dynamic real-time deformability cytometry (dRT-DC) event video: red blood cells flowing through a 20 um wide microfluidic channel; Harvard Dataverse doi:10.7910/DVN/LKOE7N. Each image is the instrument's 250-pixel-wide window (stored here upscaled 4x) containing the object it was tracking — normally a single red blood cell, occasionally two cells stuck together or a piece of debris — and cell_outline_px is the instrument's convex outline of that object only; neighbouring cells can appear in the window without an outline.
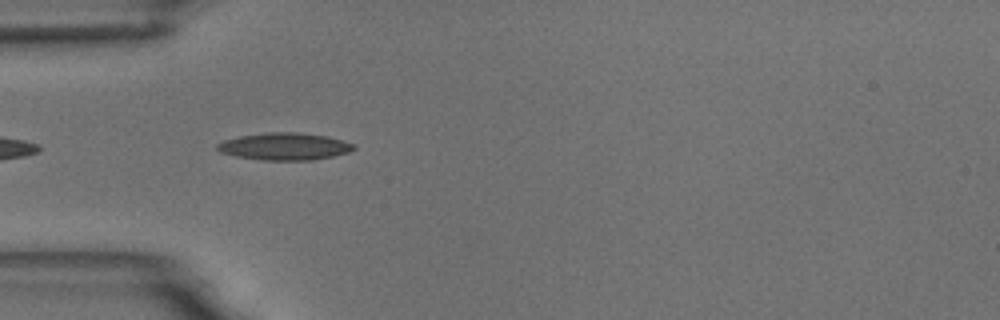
{"species": "common noctule bat (a hibernating species)", "species_latin": "Nyctalus noctula", "temperature_condition": "room temperature", "stored_images_in_passage": 5, "camera_frame_rate_fps": 3000, "um_per_image_px": 0.085, "animal": {"sex": "male", "body_mass_g": 18.8}, "frame": {"image": 1, "passage_image": 3, "time_ms": 0.667, "image_size_px": [1000, 320], "cell_outline_px": [[356, 148], [348, 152], [332, 156], [312, 160], [260, 160], [236, 156], [220, 152], [216, 148], [216, 144], [224, 140], [240, 136], [268, 132], [300, 132], [328, 136], [356, 144]], "centroid_in_image_um": [24.2, 12.44], "position_along_channel_um": 60.8, "area_um2": 21.73}}